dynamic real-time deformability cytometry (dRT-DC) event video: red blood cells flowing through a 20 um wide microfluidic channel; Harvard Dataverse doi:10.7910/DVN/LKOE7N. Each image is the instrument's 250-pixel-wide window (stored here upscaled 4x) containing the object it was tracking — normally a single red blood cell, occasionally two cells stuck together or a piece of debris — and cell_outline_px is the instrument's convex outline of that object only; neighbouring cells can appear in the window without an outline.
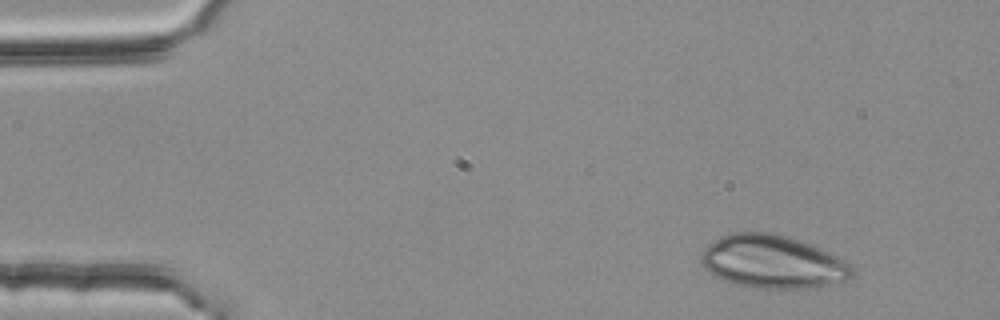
{"species": "common noctule bat (a hibernating species)", "species_latin": "Nyctalus noctula", "temperature_condition": "room temperature", "stored_images_in_passage": 3, "camera_frame_rate_fps": 3000, "um_per_image_px": 0.085, "animal": {"sex": "female", "body_mass_g": 25.1}, "frame": {"image": 1, "passage_image": 1, "time_ms": 0.0, "image_size_px": [1000, 320], "cell_outline_px": [[852, 276], [844, 280], [820, 288], [756, 288], [736, 284], [724, 280], [716, 276], [704, 268], [700, 260], [700, 252], [708, 244], [720, 236], [732, 232], [768, 232], [788, 236], [812, 244], [852, 264]], "centroid_in_image_um": [65.66, 22.24], "position_along_channel_um": 19.3, "area_um2": 46.93}}